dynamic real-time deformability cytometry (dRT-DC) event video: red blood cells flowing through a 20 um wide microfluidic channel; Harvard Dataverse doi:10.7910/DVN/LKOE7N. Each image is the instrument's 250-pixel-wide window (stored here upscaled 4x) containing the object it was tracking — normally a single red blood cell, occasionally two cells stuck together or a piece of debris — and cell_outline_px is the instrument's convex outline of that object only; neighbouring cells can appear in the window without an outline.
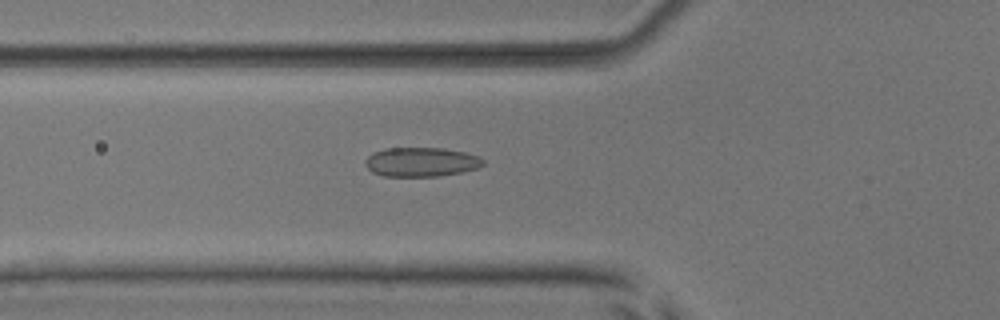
{"species": "common noctule bat (a hibernating species)", "species_latin": "Nyctalus noctula", "temperature_condition": "room temperature", "stored_images_in_passage": 53, "camera_frame_rate_fps": 3000, "um_per_image_px": 0.085, "animal": {"sex": "male", "body_mass_g": 17.9, "forearm_length_mm": 54.2}, "frame": {"image": 1, "passage_image": 20, "time_ms": 6.333, "image_size_px": [1000, 320], "cell_outline_px": [[484, 164], [476, 168], [464, 172], [440, 176], [384, 176], [372, 172], [364, 164], [364, 160], [372, 152], [384, 148], [444, 148], [464, 152], [480, 156], [484, 160]], "centroid_in_image_um": [35.79, 13.76], "position_along_channel_um": 90.0, "area_um2": 20.29}}
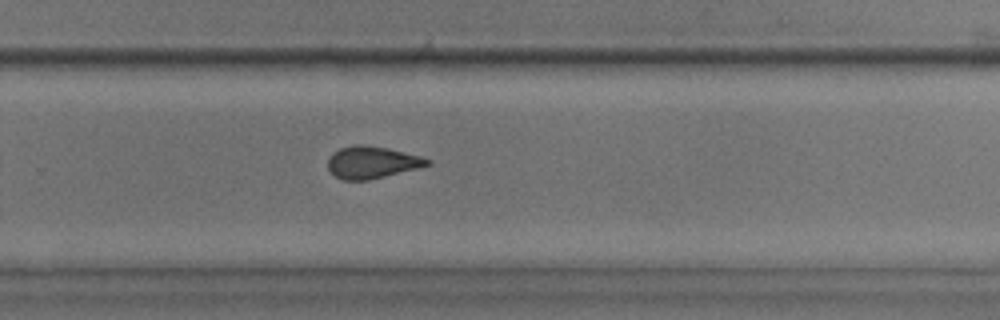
{"frame": {"image": 2, "passage_image": 36, "time_ms": 11.667, "image_size_px": [1000, 320], "cell_outline_px": [[432, 164], [368, 180], [344, 180], [336, 176], [328, 168], [328, 160], [332, 152], [340, 148], [352, 144], [364, 144], [388, 148], [420, 156], [432, 160]], "centroid_in_image_um": [31.6, 13.78], "position_along_channel_um": 298.2, "area_um2": 18.5}}
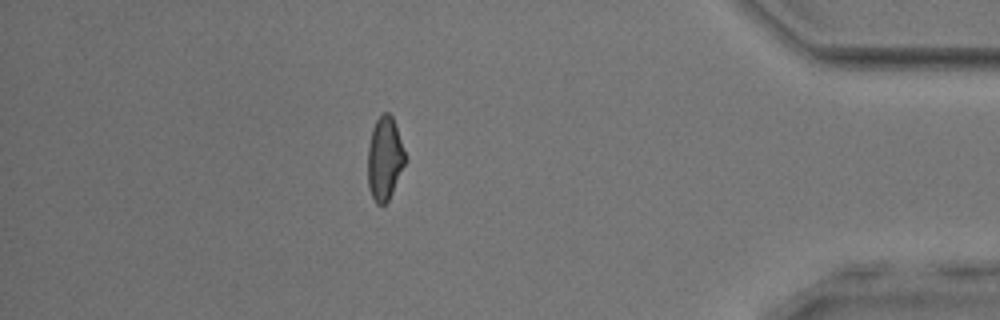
{"frame": {"image": 3, "passage_image": 47, "time_ms": 15.333, "image_size_px": [1000, 320], "cell_outline_px": [[404, 164], [392, 192], [388, 200], [384, 204], [376, 204], [368, 188], [368, 148], [372, 128], [376, 120], [384, 112], [388, 112], [392, 116], [404, 152]], "centroid_in_image_um": [32.66, 13.48], "position_along_channel_um": 402.5, "area_um2": 17.63}, "authors_computed_cell_mechanics": {"area_um2": 19.1896, "velocity_mm_per_s": 3.9131, "shape_relaxation_time_tau1_ms": null, "shape_relaxation_time_tau2_ms": 1.318, "deformation_change_tau1": null, "deformation_change_tau2": 0.0788}}